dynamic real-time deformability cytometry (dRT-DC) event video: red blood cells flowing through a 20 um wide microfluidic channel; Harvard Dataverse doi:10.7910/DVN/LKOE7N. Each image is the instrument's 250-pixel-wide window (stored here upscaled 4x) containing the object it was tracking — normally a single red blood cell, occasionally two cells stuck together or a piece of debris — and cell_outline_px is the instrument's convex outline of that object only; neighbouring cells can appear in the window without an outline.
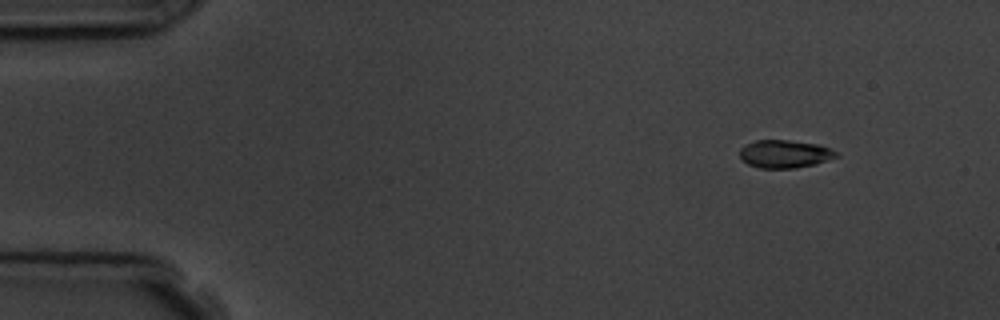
{"species": "common noctule bat (a hibernating species)", "species_latin": "Nyctalus noctula", "temperature_condition": "room temperature", "stored_images_in_passage": 5, "camera_frame_rate_fps": 3000, "um_per_image_px": 0.085, "animal": {"sex": "male", "body_mass_g": 19.5, "forearm_length_mm": 54.6}, "frame": {"image": 1, "passage_image": 2, "time_ms": 1.0, "image_size_px": [1000, 320], "cell_outline_px": [[840, 156], [816, 164], [796, 168], [760, 168], [748, 164], [740, 156], [740, 148], [744, 144], [756, 140], [788, 140], [820, 144], [840, 152]], "centroid_in_image_um": [66.75, 13.08], "position_along_channel_um": 18.2, "area_um2": 15.95}}
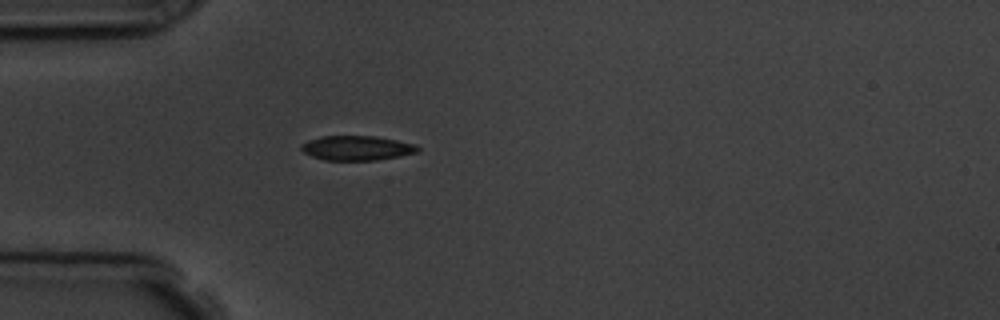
{"frame": {"image": 2, "passage_image": 5, "time_ms": 4.333, "image_size_px": [1000, 320], "cell_outline_px": [[420, 148], [416, 152], [400, 156], [376, 160], [324, 160], [312, 156], [304, 152], [300, 148], [300, 144], [308, 140], [324, 136], [376, 136], [416, 144]], "centroid_in_image_um": [30.32, 12.58], "position_along_channel_um": 54.7, "area_um2": 16.65}}